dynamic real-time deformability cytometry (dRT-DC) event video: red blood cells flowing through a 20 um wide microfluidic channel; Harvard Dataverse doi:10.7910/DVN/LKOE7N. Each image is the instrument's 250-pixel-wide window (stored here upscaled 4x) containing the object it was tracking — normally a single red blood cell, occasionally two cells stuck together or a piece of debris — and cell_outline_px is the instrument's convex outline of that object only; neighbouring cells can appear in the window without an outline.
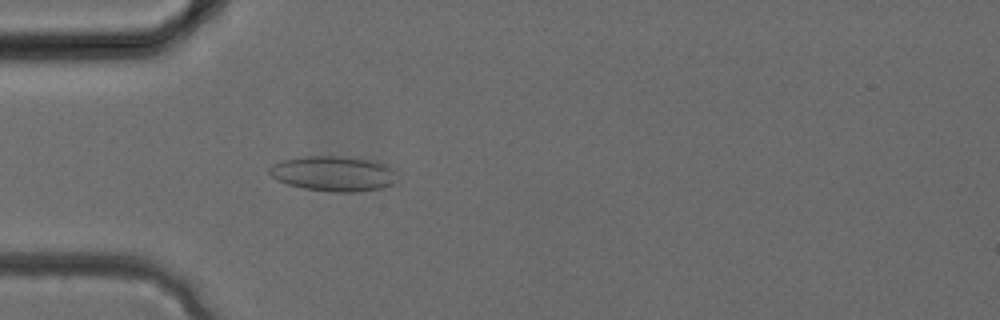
{"species": "common noctule bat (a hibernating species)", "species_latin": "Nyctalus noctula", "temperature_condition": "cold", "stored_images_in_passage": 33, "camera_frame_rate_fps": 3000, "um_per_image_px": 0.085, "animal": {"sex": "female", "body_mass_g": 24.6, "forearm_length_mm": 56.2}, "frame": {"image": 1, "passage_image": 10, "time_ms": 3.0, "image_size_px": [1000, 320], "cell_outline_px": [[396, 184], [384, 188], [352, 192], [336, 192], [304, 188], [288, 184], [272, 176], [268, 172], [268, 168], [272, 164], [280, 160], [304, 156], [344, 156], [372, 160], [384, 164], [392, 172], [396, 180]], "centroid_in_image_um": [28.32, 14.75], "position_along_channel_um": 56.7, "area_um2": 26.07}}
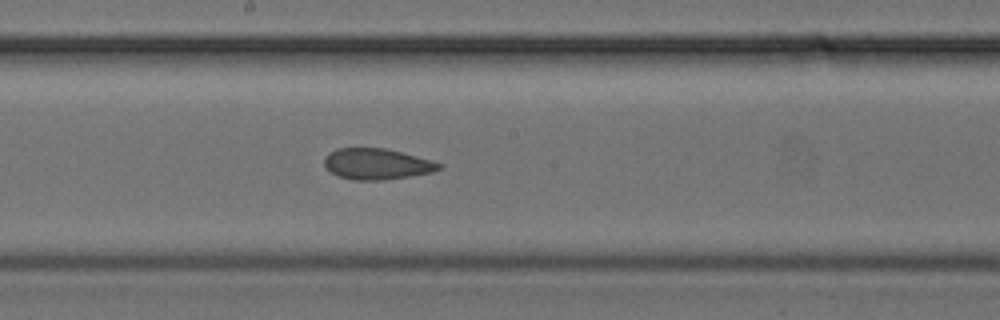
{"frame": {"image": 2, "passage_image": 18, "time_ms": 5.667, "image_size_px": [1000, 320], "cell_outline_px": [[444, 168], [432, 172], [384, 180], [352, 180], [336, 176], [324, 164], [324, 160], [336, 148], [384, 148], [432, 160], [444, 164]], "centroid_in_image_um": [32.07, 13.95], "position_along_channel_um": 216.1, "area_um2": 20.58}}
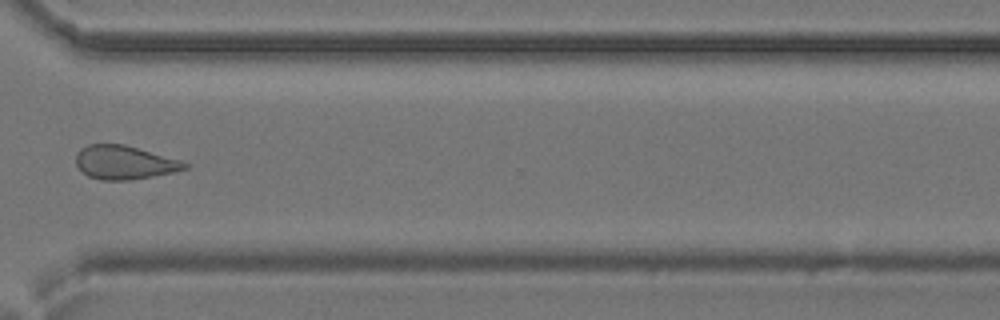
{"frame": {"image": 3, "passage_image": 25, "time_ms": 8.0, "image_size_px": [1000, 320], "cell_outline_px": [[188, 168], [176, 172], [132, 180], [100, 180], [88, 176], [76, 164], [76, 156], [80, 148], [88, 144], [124, 144], [180, 160], [188, 164]], "centroid_in_image_um": [10.58, 13.81], "position_along_channel_um": 360.0, "area_um2": 21.33}}